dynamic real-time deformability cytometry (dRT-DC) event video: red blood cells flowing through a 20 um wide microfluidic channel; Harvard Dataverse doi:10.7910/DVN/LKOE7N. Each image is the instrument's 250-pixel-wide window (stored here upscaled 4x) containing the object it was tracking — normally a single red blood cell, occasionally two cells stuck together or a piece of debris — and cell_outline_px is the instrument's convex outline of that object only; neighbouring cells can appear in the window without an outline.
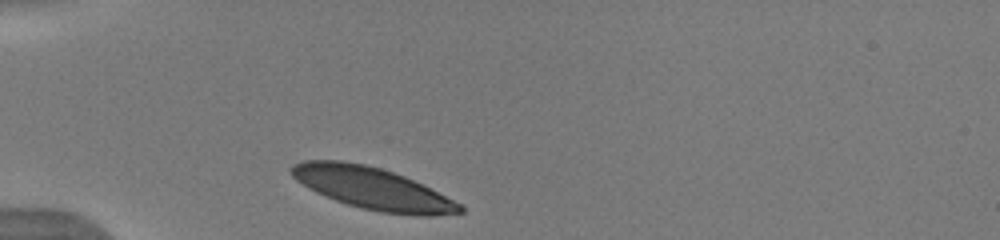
{"species": "human", "species_latin": "Homo sapiens", "temperature_condition": "warm", "stored_images_in_passage": 4, "camera_frame_rate_fps": 3000, "um_per_image_px": 0.085, "donor": {"sex": "male"}, "frame": {"image": 1, "passage_image": 1, "time_ms": 0.0, "image_size_px": [1000, 240], "cell_outline_px": [[464, 212], [432, 216], [416, 216], [380, 212], [360, 208], [336, 200], [316, 192], [308, 188], [296, 180], [292, 176], [288, 168], [292, 164], [304, 160], [340, 160], [364, 164], [380, 168], [404, 176], [460, 204], [464, 208]], "centroid_in_image_um": [31.6, 16.01], "position_along_channel_um": 53.4, "area_um2": 40.81}}